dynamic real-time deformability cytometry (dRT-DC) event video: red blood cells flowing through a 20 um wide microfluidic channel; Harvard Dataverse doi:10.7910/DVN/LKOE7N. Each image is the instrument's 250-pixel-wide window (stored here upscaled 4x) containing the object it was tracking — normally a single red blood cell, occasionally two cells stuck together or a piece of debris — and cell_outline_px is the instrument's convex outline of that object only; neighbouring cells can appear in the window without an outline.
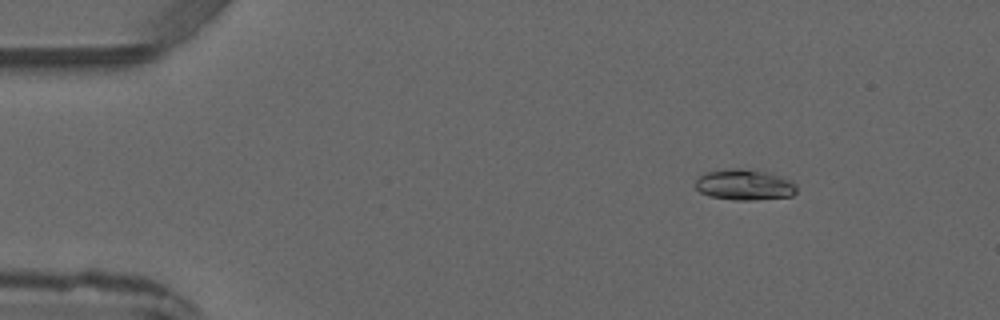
{"species": "common noctule bat (a hibernating species)", "species_latin": "Nyctalus noctula", "temperature_condition": "warm", "stored_images_in_passage": 5, "camera_frame_rate_fps": 3000, "um_per_image_px": 0.085, "animal": {"sex": "male", "forearm_length_mm": 52.5}, "frame": {"image": 1, "passage_image": 2, "time_ms": 1.333, "image_size_px": [1000, 320], "cell_outline_px": [[796, 192], [792, 196], [756, 200], [736, 200], [708, 196], [700, 192], [696, 188], [696, 180], [704, 172], [732, 168], [748, 168], [764, 172], [792, 180], [796, 184]], "centroid_in_image_um": [63.28, 15.7], "position_along_channel_um": 21.7, "area_um2": 18.26}}
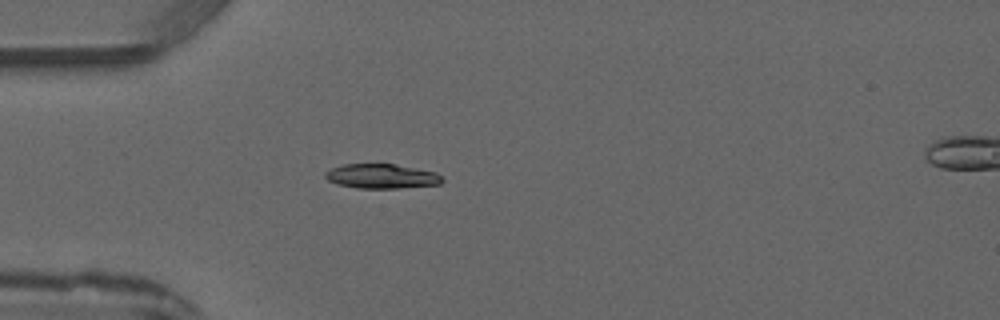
{"frame": {"image": 2, "passage_image": 4, "time_ms": 3.667, "image_size_px": [1000, 320], "cell_outline_px": [[444, 180], [440, 184], [400, 188], [356, 188], [336, 184], [328, 180], [324, 176], [324, 172], [332, 168], [344, 164], [396, 164], [436, 172]], "centroid_in_image_um": [32.42, 14.98], "position_along_channel_um": 52.6, "area_um2": 16.76}}